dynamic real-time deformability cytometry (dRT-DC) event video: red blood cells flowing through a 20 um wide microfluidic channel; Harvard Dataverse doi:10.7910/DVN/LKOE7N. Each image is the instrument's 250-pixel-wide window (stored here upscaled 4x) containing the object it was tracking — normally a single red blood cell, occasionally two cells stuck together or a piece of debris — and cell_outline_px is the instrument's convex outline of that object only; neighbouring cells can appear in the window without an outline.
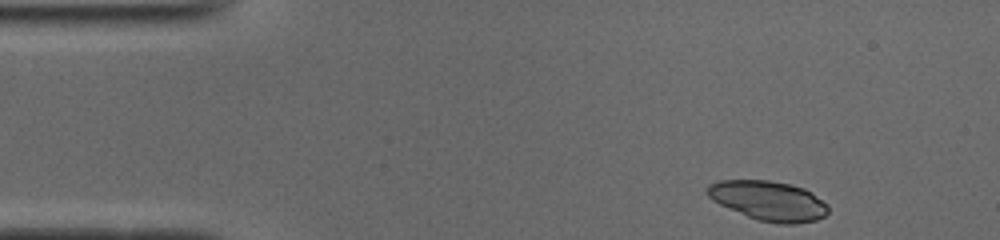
{"species": "common noctule bat (a hibernating species)", "species_latin": "Nyctalus noctula", "temperature_condition": "cold", "stored_images_in_passage": 46, "camera_frame_rate_fps": 3000, "um_per_image_px": 0.085, "animal": {"sex": "male", "body_mass_g": 19.0, "forearm_length_mm": 50.8}, "frame": {"image": 1, "passage_image": 1, "time_ms": 0.0, "image_size_px": [1000, 240], "cell_outline_px": [[828, 212], [824, 216], [816, 220], [796, 224], [776, 224], [756, 220], [720, 204], [712, 200], [704, 192], [708, 184], [720, 180], [768, 180], [792, 184], [804, 188], [812, 192], [828, 204]], "centroid_in_image_um": [65.32, 17.06], "position_along_channel_um": 19.7, "area_um2": 28.26}}
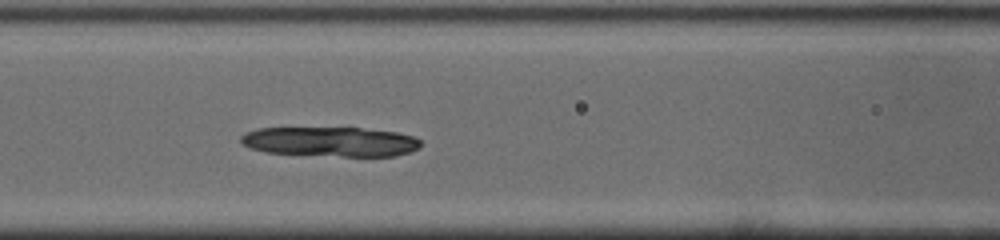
{"frame": {"image": 2, "passage_image": 16, "time_ms": 5.0, "image_size_px": [1000, 240], "cell_outline_px": [[420, 148], [396, 156], [344, 156], [264, 152], [252, 148], [244, 144], [240, 140], [240, 136], [244, 132], [256, 128], [360, 128], [396, 132], [416, 136], [420, 140]], "centroid_in_image_um": [28.1, 12.03], "position_along_channel_um": 138.5, "area_um2": 31.04}}